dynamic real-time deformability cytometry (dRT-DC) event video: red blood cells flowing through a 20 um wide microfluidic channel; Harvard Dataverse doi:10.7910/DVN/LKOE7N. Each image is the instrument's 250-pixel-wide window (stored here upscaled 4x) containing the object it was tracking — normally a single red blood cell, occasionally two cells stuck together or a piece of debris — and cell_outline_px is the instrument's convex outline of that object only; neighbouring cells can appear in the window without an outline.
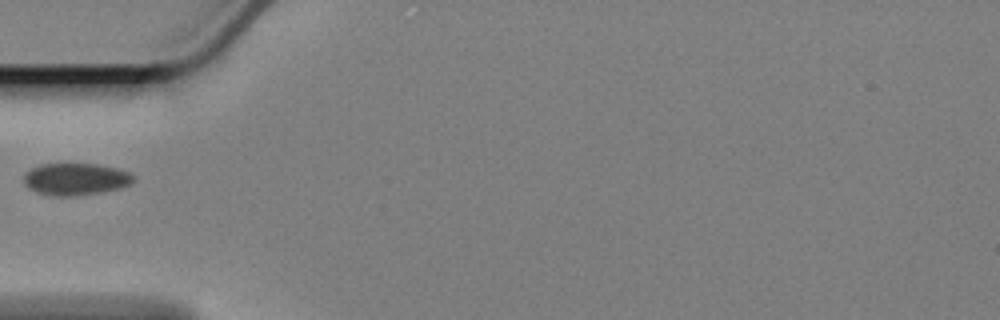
{"species": "Egyptian fruit bat (a non-hibernating species)", "species_latin": "Rousettus aegyptiacus", "temperature_condition": "cold", "stored_images_in_passage": 41, "camera_frame_rate_fps": 3000, "um_per_image_px": 0.085, "animal": {"sex": "female"}, "frame": {"image": 1, "passage_image": 1, "time_ms": 0.0, "image_size_px": [1000, 320], "cell_outline_px": [[136, 176], [128, 184], [116, 188], [96, 192], [68, 196], [56, 196], [40, 192], [32, 188], [24, 180], [24, 176], [32, 168], [40, 164], [100, 164], [116, 168], [128, 172]], "centroid_in_image_um": [6.45, 15.19], "position_along_channel_um": 78.6, "area_um2": 19.65}}
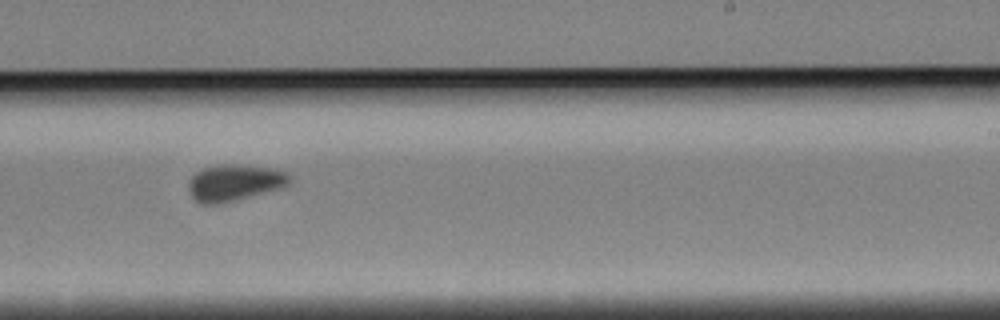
{"frame": {"image": 2, "passage_image": 18, "time_ms": 5.667, "image_size_px": [1000, 320], "cell_outline_px": [[292, 180], [284, 188], [232, 200], [212, 204], [200, 204], [192, 196], [188, 188], [188, 180], [200, 168], [220, 164], [236, 164], [276, 168], [288, 172], [292, 176]], "centroid_in_image_um": [19.97, 15.49], "position_along_channel_um": 269.0, "area_um2": 21.73}}
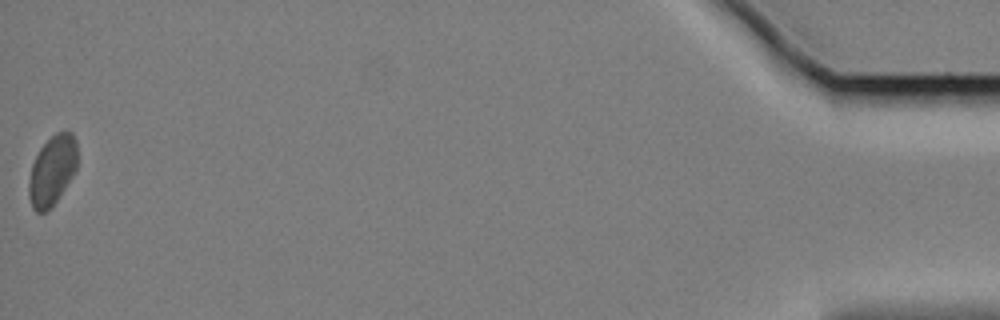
{"frame": {"image": 3, "passage_image": 41, "time_ms": 13.333, "image_size_px": [1000, 320], "cell_outline_px": [[76, 168], [72, 176], [52, 208], [48, 212], [36, 212], [32, 208], [28, 196], [28, 184], [32, 164], [40, 148], [56, 132], [68, 128], [72, 132], [76, 140]], "centroid_in_image_um": [4.43, 14.49], "position_along_channel_um": 430.8, "area_um2": 19.88}}